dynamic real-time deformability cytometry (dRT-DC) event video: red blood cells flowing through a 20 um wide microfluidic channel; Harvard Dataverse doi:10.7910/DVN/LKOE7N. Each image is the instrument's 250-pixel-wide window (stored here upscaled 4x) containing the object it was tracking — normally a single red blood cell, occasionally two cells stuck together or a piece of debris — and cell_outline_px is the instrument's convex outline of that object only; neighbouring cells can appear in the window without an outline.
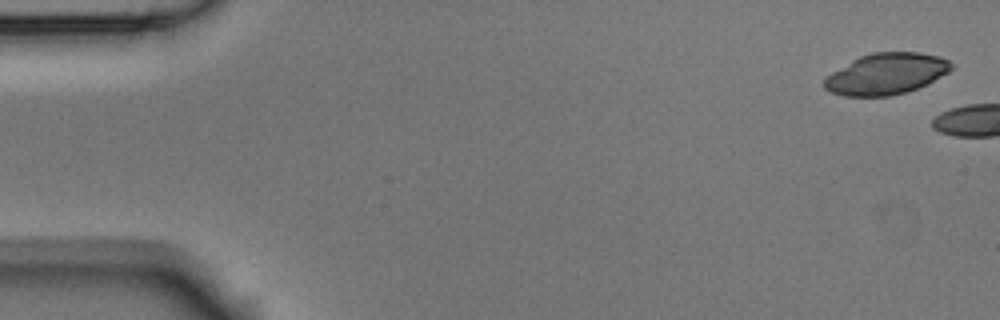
{"species": "Egyptian fruit bat (a non-hibernating species)", "species_latin": "Rousettus aegyptiacus", "temperature_condition": "room temperature", "stored_images_in_passage": 2, "camera_frame_rate_fps": 3000, "um_per_image_px": 0.085, "animal": {"sex": "male"}, "frame": {"image": 1, "passage_image": 1, "time_ms": 0.0, "image_size_px": [1000, 320], "cell_outline_px": [[956, 64], [948, 72], [928, 84], [904, 92], [888, 96], [844, 96], [832, 92], [824, 88], [824, 80], [832, 72], [852, 60], [860, 56], [872, 52], [920, 52], [940, 56]], "centroid_in_image_um": [75.36, 6.26], "position_along_channel_um": 9.6, "area_um2": 30.46}}